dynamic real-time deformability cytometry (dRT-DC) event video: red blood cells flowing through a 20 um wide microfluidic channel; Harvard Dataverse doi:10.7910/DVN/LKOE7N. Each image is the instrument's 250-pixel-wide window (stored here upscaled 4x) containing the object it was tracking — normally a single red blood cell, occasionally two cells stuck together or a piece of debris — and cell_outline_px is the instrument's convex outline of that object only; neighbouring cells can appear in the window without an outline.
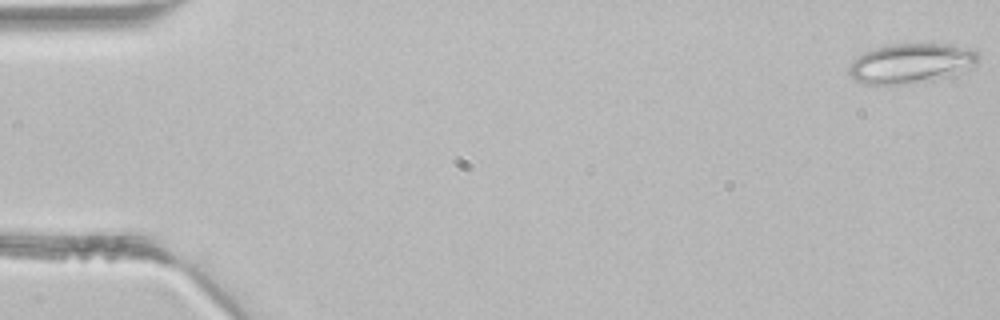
{"species": "common noctule bat (a hibernating species)", "species_latin": "Nyctalus noctula", "temperature_condition": "room temperature", "stored_images_in_passage": 5, "camera_frame_rate_fps": 3000, "um_per_image_px": 0.085, "animal": {"sex": "male", "body_mass_g": 21.5, "forearm_length_mm": 52.0}, "frame": {"image": 1, "passage_image": 1, "time_ms": 0.0, "image_size_px": [1000, 320], "cell_outline_px": [[980, 56], [976, 60], [944, 76], [932, 80], [912, 84], [864, 84], [852, 80], [848, 72], [848, 68], [852, 60], [864, 52], [876, 48], [892, 44], [948, 44], [968, 48], [976, 52]], "centroid_in_image_um": [77.27, 5.38], "position_along_channel_um": 7.7, "area_um2": 29.19}}